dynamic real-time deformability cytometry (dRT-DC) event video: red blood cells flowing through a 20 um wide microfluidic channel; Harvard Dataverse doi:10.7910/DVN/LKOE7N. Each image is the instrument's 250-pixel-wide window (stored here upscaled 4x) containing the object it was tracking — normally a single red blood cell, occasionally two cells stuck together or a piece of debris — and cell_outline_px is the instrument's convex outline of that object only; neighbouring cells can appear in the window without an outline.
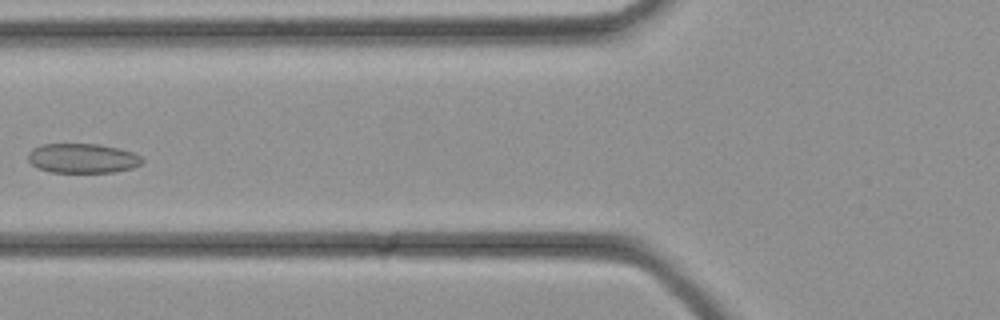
{"species": "common noctule bat (a hibernating species)", "species_latin": "Nyctalus noctula", "temperature_condition": "cold", "stored_images_in_passage": 34, "camera_frame_rate_fps": 3000, "um_per_image_px": 0.085, "animal": {"sex": "female", "body_mass_g": 21.9}, "frame": {"image": 1, "passage_image": 13, "time_ms": 4.0, "image_size_px": [1000, 320], "cell_outline_px": [[144, 160], [140, 164], [132, 168], [112, 172], [48, 172], [32, 164], [28, 160], [28, 152], [32, 148], [40, 144], [100, 144], [132, 152], [140, 156]], "centroid_in_image_um": [6.98, 13.45], "position_along_channel_um": 118.8, "area_um2": 19.59}}
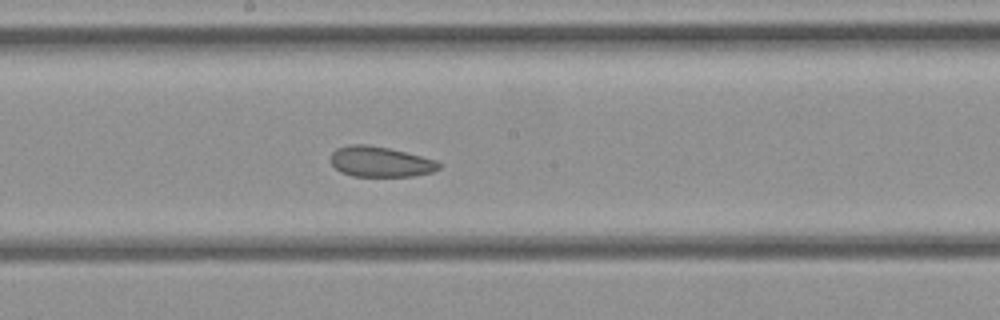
{"frame": {"image": 2, "passage_image": 18, "time_ms": 5.667, "image_size_px": [1000, 320], "cell_outline_px": [[440, 168], [432, 172], [412, 176], [352, 176], [340, 172], [332, 164], [332, 152], [336, 148], [348, 144], [368, 144], [388, 148], [436, 160], [440, 164]], "centroid_in_image_um": [32.3, 13.74], "position_along_channel_um": 215.9, "area_um2": 19.07}}
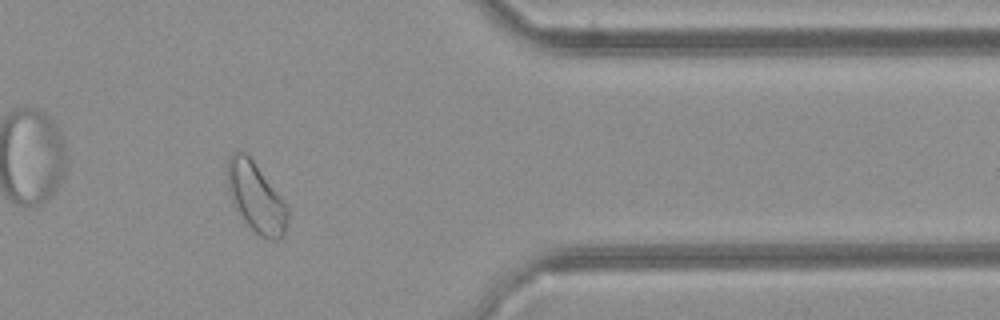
{"frame": {"image": 3, "passage_image": 28, "time_ms": 9.0, "image_size_px": [1000, 320], "cell_outline_px": [[288, 220], [284, 236], [276, 240], [272, 240], [260, 236], [244, 220], [236, 208], [228, 192], [228, 156], [236, 148], [244, 152], [252, 160], [284, 200], [288, 208]], "centroid_in_image_um": [21.77, 16.77], "position_along_channel_um": 389.6, "area_um2": 24.22}}